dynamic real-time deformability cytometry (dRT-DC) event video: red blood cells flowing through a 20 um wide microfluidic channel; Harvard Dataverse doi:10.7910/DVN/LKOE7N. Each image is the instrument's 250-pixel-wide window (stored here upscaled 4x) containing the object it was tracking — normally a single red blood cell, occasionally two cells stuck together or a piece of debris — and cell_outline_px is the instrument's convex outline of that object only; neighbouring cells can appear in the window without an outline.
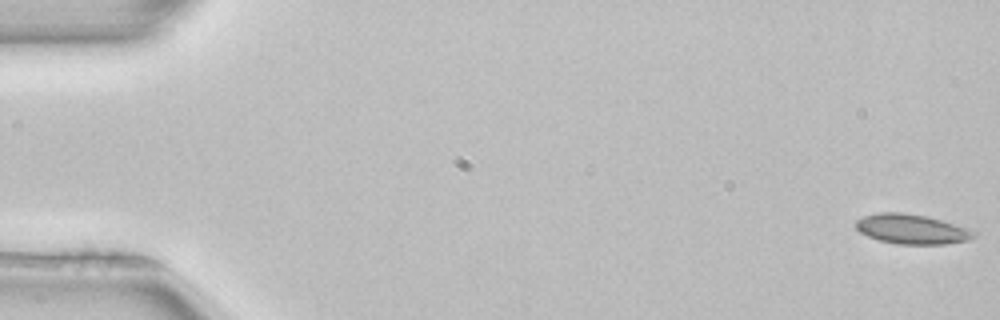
{"species": "common noctule bat (a hibernating species)", "species_latin": "Nyctalus noctula", "temperature_condition": "room temperature", "stored_images_in_passage": 52, "camera_frame_rate_fps": 3000, "um_per_image_px": 0.085, "animal": {"sex": "female", "body_mass_g": 22.7, "forearm_length_mm": 54.2}, "frame": {"image": 1, "passage_image": 1, "time_ms": 0.0, "image_size_px": [1000, 320], "cell_outline_px": [[976, 236], [968, 240], [944, 244], [896, 244], [880, 240], [868, 236], [860, 232], [856, 228], [856, 220], [864, 216], [876, 212], [904, 212], [928, 216], [968, 228], [976, 232]], "centroid_in_image_um": [77.5, 19.46], "position_along_channel_um": 7.5, "area_um2": 20.52}}
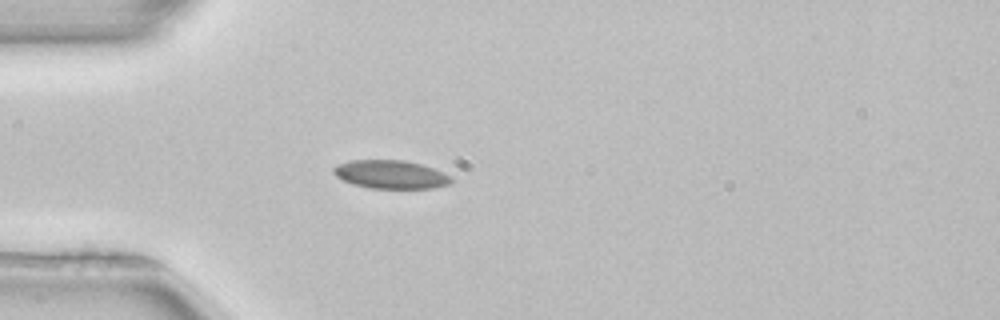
{"frame": {"image": 2, "passage_image": 15, "time_ms": 4.667, "image_size_px": [1000, 320], "cell_outline_px": [[456, 180], [448, 184], [432, 188], [368, 188], [352, 184], [336, 176], [332, 172], [332, 168], [336, 164], [352, 160], [404, 160], [420, 164], [432, 168], [452, 176]], "centroid_in_image_um": [33.2, 14.83], "position_along_channel_um": 51.8, "area_um2": 19.54}, "authors_computed_cell_mechanics": {"area_um2": 19.3052, "velocity_mm_per_s": 3.9537, "shape_relaxation_time_tau1_ms": 3.4132, "shape_relaxation_time_tau2_ms": 2.0449, "deformation_change_tau1": 0.0765, "deformation_change_tau2": 0.0509}}